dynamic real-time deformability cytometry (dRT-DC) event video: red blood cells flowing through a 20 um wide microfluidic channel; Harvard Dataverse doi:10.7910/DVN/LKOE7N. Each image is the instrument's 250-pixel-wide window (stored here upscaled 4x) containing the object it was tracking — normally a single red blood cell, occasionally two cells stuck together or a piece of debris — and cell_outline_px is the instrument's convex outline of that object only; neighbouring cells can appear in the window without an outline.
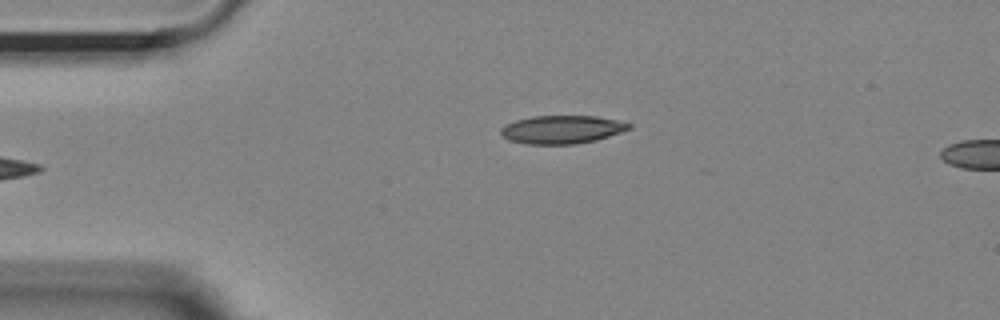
{"species": "Egyptian fruit bat (a non-hibernating species)", "species_latin": "Rousettus aegyptiacus", "temperature_condition": "room temperature", "stored_images_in_passage": 11, "camera_frame_rate_fps": 3000, "um_per_image_px": 0.085, "animal": {"sex": "female"}, "frame": {"image": 1, "passage_image": 1, "time_ms": 0.0, "image_size_px": [1000, 320], "cell_outline_px": [[632, 128], [596, 140], [576, 144], [528, 144], [508, 140], [500, 136], [500, 128], [516, 120], [532, 116], [596, 116], [616, 120], [632, 124]], "centroid_in_image_um": [47.74, 11.01], "position_along_channel_um": 37.3, "area_um2": 21.04}}
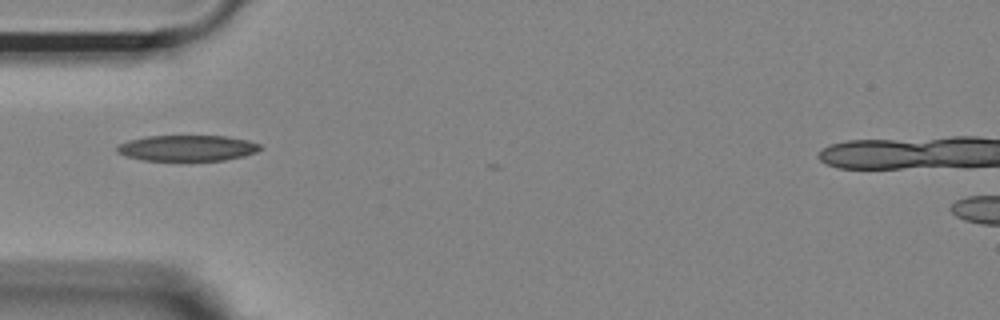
{"frame": {"image": 2, "passage_image": 6, "time_ms": 1.667, "image_size_px": [1000, 320], "cell_outline_px": [[264, 148], [256, 152], [244, 156], [224, 160], [144, 160], [124, 156], [116, 152], [116, 148], [120, 144], [128, 140], [148, 136], [228, 136], [248, 140], [260, 144]], "centroid_in_image_um": [15.94, 12.58], "position_along_channel_um": 69.1, "area_um2": 21.62}}
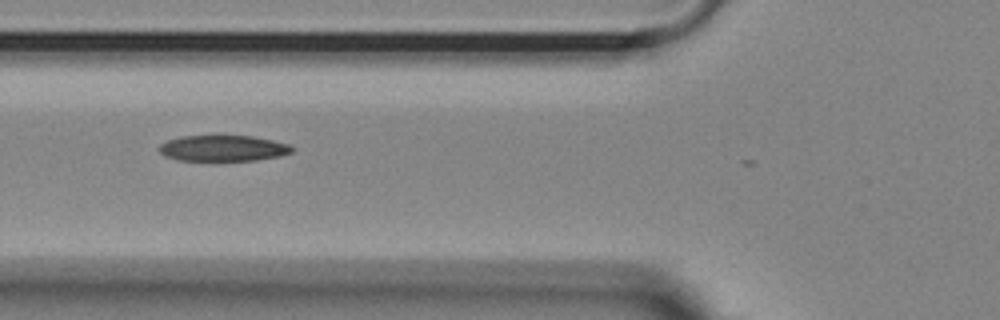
{"frame": {"image": 3, "passage_image": 9, "time_ms": 2.667, "image_size_px": [1000, 320], "cell_outline_px": [[296, 148], [292, 152], [280, 156], [256, 160], [176, 160], [164, 156], [156, 148], [160, 144], [168, 140], [180, 136], [212, 132], [252, 136], [292, 144]], "centroid_in_image_um": [18.94, 12.54], "position_along_channel_um": 106.9, "area_um2": 21.27}}